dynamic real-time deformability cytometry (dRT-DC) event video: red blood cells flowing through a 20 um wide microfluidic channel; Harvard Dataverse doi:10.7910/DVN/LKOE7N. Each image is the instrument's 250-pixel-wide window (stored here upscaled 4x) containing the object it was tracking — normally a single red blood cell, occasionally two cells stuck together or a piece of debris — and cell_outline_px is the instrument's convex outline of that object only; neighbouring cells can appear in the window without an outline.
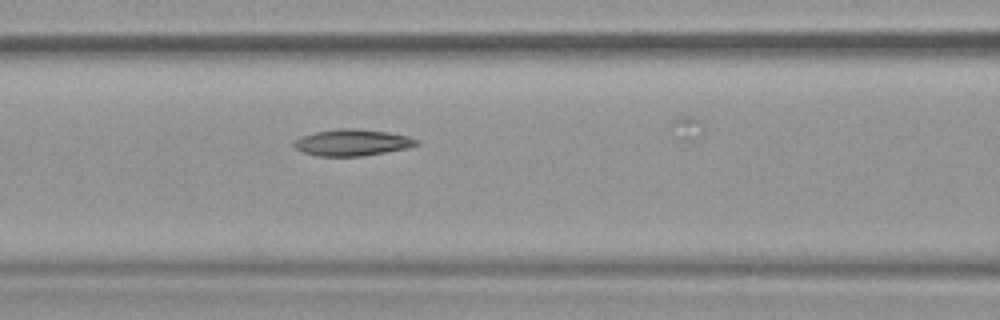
{"species": "common noctule bat (a hibernating species)", "species_latin": "Nyctalus noctula", "temperature_condition": "warm", "stored_images_in_passage": 53, "camera_frame_rate_fps": 3000, "um_per_image_px": 0.085, "animal": {"sex": "female", "body_mass_g": 19.9}, "frame": {"image": 1, "passage_image": 23, "time_ms": 7.333, "image_size_px": [1000, 320], "cell_outline_px": [[420, 144], [408, 148], [360, 156], [316, 156], [304, 152], [296, 148], [292, 144], [292, 140], [300, 136], [316, 132], [340, 128], [356, 128], [388, 132], [408, 136], [420, 140]], "centroid_in_image_um": [29.93, 12.11], "position_along_channel_um": 136.7, "area_um2": 19.02}}